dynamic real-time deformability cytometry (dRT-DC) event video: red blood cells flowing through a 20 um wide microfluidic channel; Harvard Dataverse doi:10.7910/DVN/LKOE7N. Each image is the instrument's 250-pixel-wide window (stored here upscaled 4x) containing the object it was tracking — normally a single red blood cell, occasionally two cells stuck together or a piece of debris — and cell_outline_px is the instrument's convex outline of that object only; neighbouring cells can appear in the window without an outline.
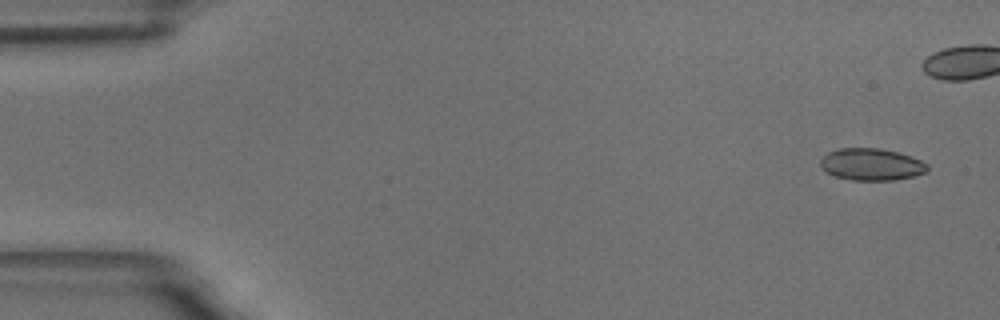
{"species": "common noctule bat (a hibernating species)", "species_latin": "Nyctalus noctula", "temperature_condition": "room temperature", "stored_images_in_passage": 4, "camera_frame_rate_fps": 3000, "um_per_image_px": 0.085, "animal": {"sex": "male", "body_mass_g": 18.8}, "frame": {"image": 1, "passage_image": 1, "time_ms": 0.0, "image_size_px": [1000, 320], "cell_outline_px": [[928, 168], [924, 172], [912, 176], [896, 180], [852, 180], [836, 176], [820, 168], [820, 160], [828, 152], [836, 148], [880, 148], [912, 156], [928, 164]], "centroid_in_image_um": [74.05, 13.96], "position_along_channel_um": 11.0, "area_um2": 19.88}}